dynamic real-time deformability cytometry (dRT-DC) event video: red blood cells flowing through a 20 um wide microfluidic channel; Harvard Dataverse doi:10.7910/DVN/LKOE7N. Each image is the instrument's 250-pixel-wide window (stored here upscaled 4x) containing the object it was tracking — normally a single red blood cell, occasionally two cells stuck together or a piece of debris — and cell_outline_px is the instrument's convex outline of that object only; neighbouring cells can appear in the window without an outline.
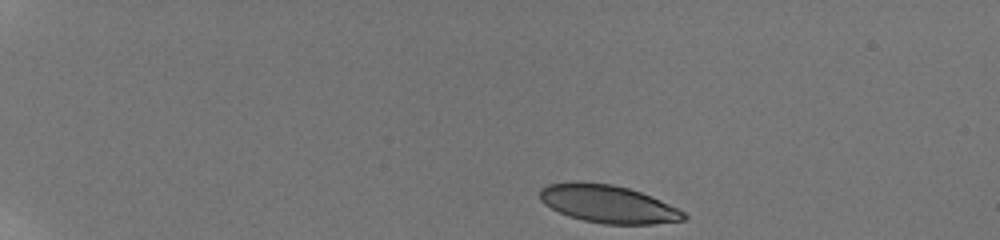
{"species": "human", "species_latin": "Homo sapiens", "temperature_condition": "room temperature", "stored_images_in_passage": 45, "camera_frame_rate_fps": 3000, "um_per_image_px": 0.085, "donor": {"sex": "male"}, "frame": {"image": 1, "passage_image": 1, "time_ms": 0.0, "image_size_px": [1000, 240], "cell_outline_px": [[688, 220], [652, 224], [604, 224], [584, 220], [568, 216], [544, 204], [540, 200], [540, 188], [548, 184], [572, 180], [576, 180], [612, 184], [628, 188], [640, 192], [660, 200], [684, 212], [688, 216]], "centroid_in_image_um": [51.66, 17.32], "position_along_channel_um": 33.3, "area_um2": 31.91}}
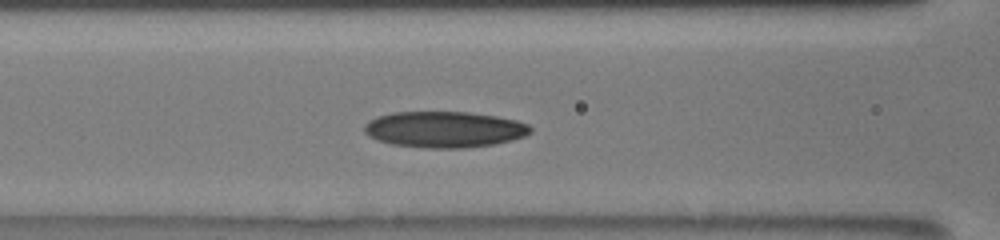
{"frame": {"image": 2, "passage_image": 17, "time_ms": 5.333, "image_size_px": [1000, 240], "cell_outline_px": [[532, 132], [524, 136], [512, 140], [492, 144], [464, 148], [428, 148], [392, 144], [376, 140], [368, 136], [364, 132], [364, 124], [368, 120], [376, 116], [392, 112], [468, 112], [496, 116], [516, 120], [528, 124], [532, 128]], "centroid_in_image_um": [37.74, 11.0], "position_along_channel_um": 128.9, "area_um2": 35.14}}
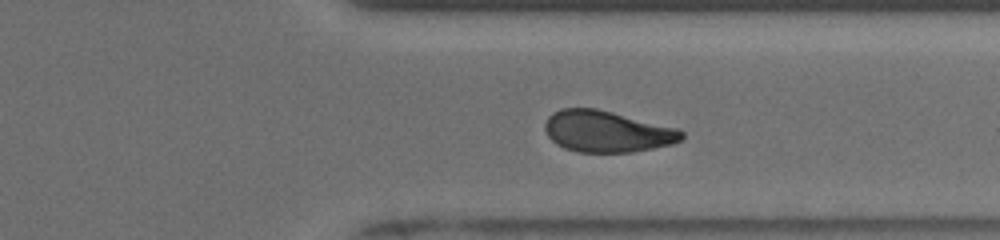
{"frame": {"image": 3, "passage_image": 35, "time_ms": 11.333, "image_size_px": [1000, 240], "cell_outline_px": [[684, 136], [680, 140], [672, 144], [632, 152], [576, 152], [564, 148], [556, 144], [548, 136], [544, 128], [544, 124], [548, 116], [552, 112], [560, 108], [596, 108], [676, 128], [684, 132]], "centroid_in_image_um": [51.54, 11.17], "position_along_channel_um": 359.9, "area_um2": 32.89}, "authors_computed_cell_mechanics": {"area_um2": 33.7552, "velocity_mm_per_s": 3.856, "shape_relaxation_time_tau1_ms": 6.695, "shape_relaxation_time_tau2_ms": 3.2909, "deformation_change_tau1": 0.1718, "deformation_change_tau2": 0.0994}}